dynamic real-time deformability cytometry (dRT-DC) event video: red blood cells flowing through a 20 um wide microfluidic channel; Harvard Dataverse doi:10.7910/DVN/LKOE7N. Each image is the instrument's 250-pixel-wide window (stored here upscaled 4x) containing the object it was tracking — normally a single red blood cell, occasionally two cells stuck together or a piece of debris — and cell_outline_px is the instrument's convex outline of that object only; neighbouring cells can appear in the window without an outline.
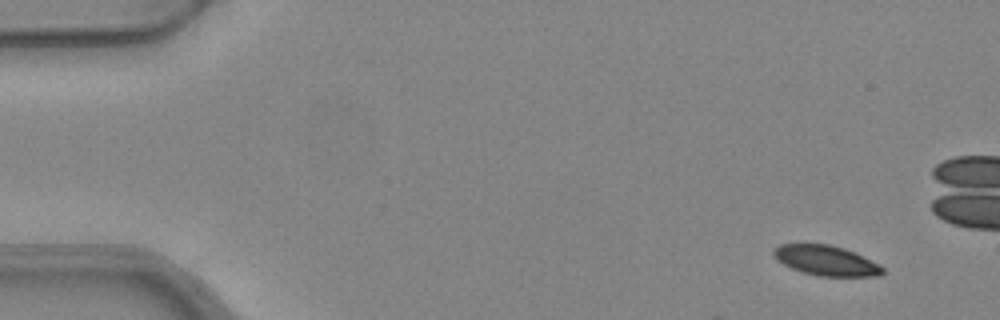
{"species": "common noctule bat (a hibernating species)", "species_latin": "Nyctalus noctula", "temperature_condition": "warm", "stored_images_in_passage": 5, "camera_frame_rate_fps": 3000, "um_per_image_px": 0.085, "animal": {"sex": "female", "body_mass_g": 24.6, "forearm_length_mm": 56.2}, "frame": {"image": 1, "passage_image": 1, "time_ms": 0.0, "image_size_px": [1000, 320], "cell_outline_px": [[884, 272], [880, 276], [816, 276], [792, 268], [776, 260], [772, 252], [772, 248], [780, 244], [804, 240], [828, 244], [844, 248], [856, 252], [884, 268]], "centroid_in_image_um": [70.13, 22.08], "position_along_channel_um": 14.9, "area_um2": 19.77}}